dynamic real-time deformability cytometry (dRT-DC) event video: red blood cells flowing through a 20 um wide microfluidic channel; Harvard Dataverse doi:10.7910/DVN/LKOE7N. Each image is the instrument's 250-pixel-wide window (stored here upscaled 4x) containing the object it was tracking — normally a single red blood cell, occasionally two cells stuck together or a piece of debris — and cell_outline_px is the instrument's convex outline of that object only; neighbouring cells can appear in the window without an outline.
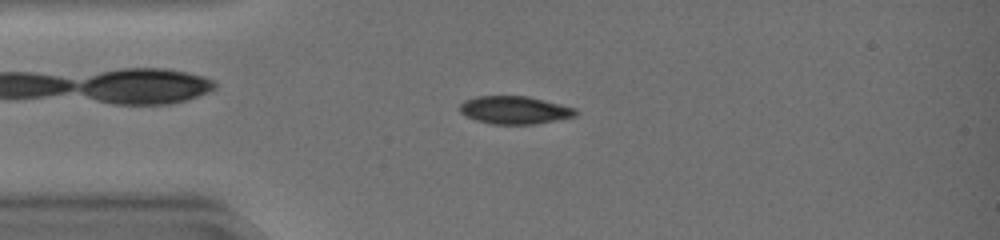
{"species": "common noctule bat (a hibernating species)", "species_latin": "Nyctalus noctula", "temperature_condition": "warm", "stored_images_in_passage": 44, "camera_frame_rate_fps": 3000, "um_per_image_px": 0.085, "animal": {"sex": "female", "body_mass_g": 19.0, "forearm_length_mm": 51.5}, "frame": {"image": 1, "passage_image": 10, "time_ms": 3.0, "image_size_px": [1000, 240], "cell_outline_px": [[576, 116], [532, 124], [492, 124], [476, 120], [460, 112], [460, 104], [464, 100], [476, 96], [528, 96], [576, 108]], "centroid_in_image_um": [43.72, 9.34], "position_along_channel_um": 41.3, "area_um2": 18.61}}
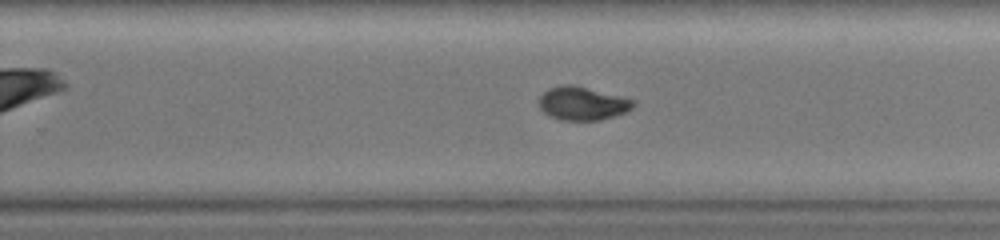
{"frame": {"image": 2, "passage_image": 28, "time_ms": 9.0, "image_size_px": [1000, 240], "cell_outline_px": [[636, 104], [632, 108], [616, 116], [600, 120], [560, 120], [548, 116], [540, 108], [540, 96], [548, 88], [568, 84], [572, 84], [636, 100]], "centroid_in_image_um": [49.52, 8.8], "position_along_channel_um": 280.3, "area_um2": 18.32}}
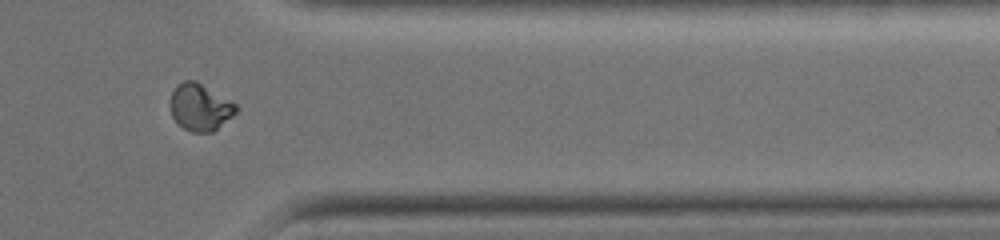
{"frame": {"image": 3, "passage_image": 36, "time_ms": 11.667, "image_size_px": [1000, 240], "cell_outline_px": [[240, 108], [232, 116], [212, 132], [192, 132], [184, 128], [172, 116], [168, 104], [172, 92], [184, 80], [196, 80], [236, 104]], "centroid_in_image_um": [16.99, 9.11], "position_along_channel_um": 394.4, "area_um2": 17.86}, "authors_computed_cell_mechanics": {"area_um2": 18.5827, "velocity_mm_per_s": 4.3227, "shape_relaxation_time_tau1_ms": 7.9328, "shape_relaxation_time_tau2_ms": null, "deformation_change_tau1": 0.2594, "deformation_change_tau2": null}}